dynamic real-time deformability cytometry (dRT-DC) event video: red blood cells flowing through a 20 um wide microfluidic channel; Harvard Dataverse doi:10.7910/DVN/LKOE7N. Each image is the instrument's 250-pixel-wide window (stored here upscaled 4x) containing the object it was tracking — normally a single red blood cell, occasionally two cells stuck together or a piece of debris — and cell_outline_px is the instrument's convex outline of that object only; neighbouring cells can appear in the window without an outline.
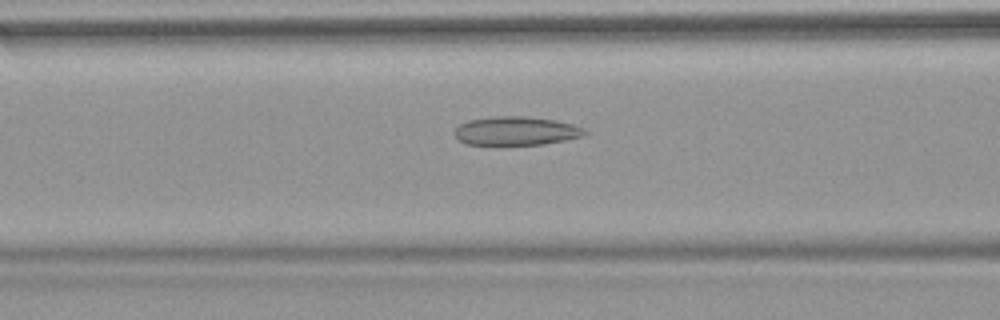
{"species": "common noctule bat (a hibernating species)", "species_latin": "Nyctalus noctula", "temperature_condition": "warm", "stored_images_in_passage": 53, "camera_frame_rate_fps": 3000, "um_per_image_px": 0.085, "animal": {"sex": "female", "body_mass_g": 18.4}, "frame": {"image": 1, "passage_image": 22, "time_ms": 7.0, "image_size_px": [1000, 320], "cell_outline_px": [[588, 132], [584, 136], [544, 144], [464, 144], [452, 132], [460, 124], [468, 120], [492, 116], [528, 116], [556, 120], [572, 124], [584, 128]], "centroid_in_image_um": [43.87, 11.11], "position_along_channel_um": 122.7, "area_um2": 21.79}}
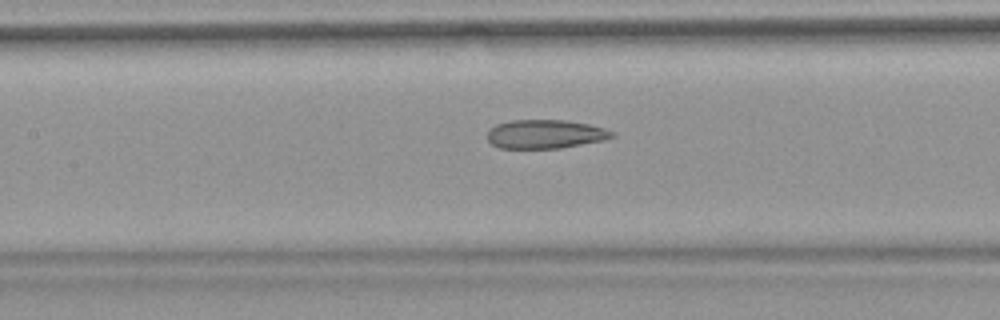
{"frame": {"image": 2, "passage_image": 25, "time_ms": 8.0, "image_size_px": [1000, 320], "cell_outline_px": [[616, 136], [604, 140], [560, 148], [500, 148], [492, 144], [488, 140], [488, 128], [496, 124], [512, 120], [564, 120], [588, 124], [604, 128], [616, 132]], "centroid_in_image_um": [46.35, 11.39], "position_along_channel_um": 161.0, "area_um2": 20.98}}
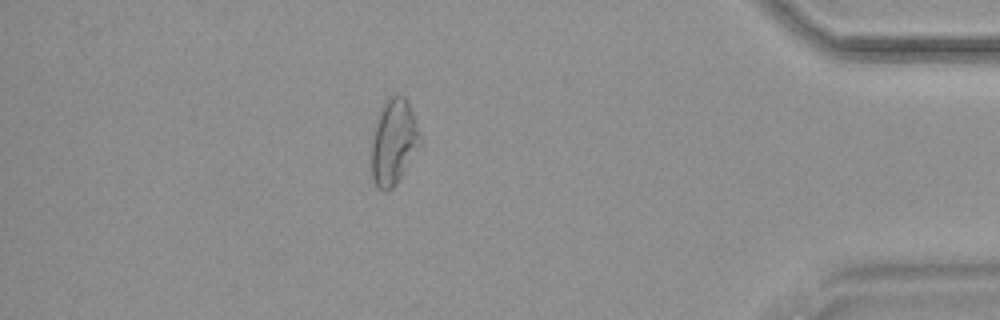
{"frame": {"image": 3, "passage_image": 47, "time_ms": 15.333, "image_size_px": [1000, 320], "cell_outline_px": [[420, 148], [396, 184], [388, 192], [384, 192], [376, 184], [372, 176], [372, 136], [380, 108], [384, 100], [388, 96], [396, 92], [404, 96], [408, 100], [420, 136]], "centroid_in_image_um": [33.46, 12.02], "position_along_channel_um": 401.7, "area_um2": 24.45}, "authors_computed_cell_mechanics": {"area_um2": 23.698, "velocity_mm_per_s": 3.8146, "shape_relaxation_time_tau1_ms": null, "shape_relaxation_time_tau2_ms": 3.071, "deformation_change_tau1": null, "deformation_change_tau2": 0.1241}}